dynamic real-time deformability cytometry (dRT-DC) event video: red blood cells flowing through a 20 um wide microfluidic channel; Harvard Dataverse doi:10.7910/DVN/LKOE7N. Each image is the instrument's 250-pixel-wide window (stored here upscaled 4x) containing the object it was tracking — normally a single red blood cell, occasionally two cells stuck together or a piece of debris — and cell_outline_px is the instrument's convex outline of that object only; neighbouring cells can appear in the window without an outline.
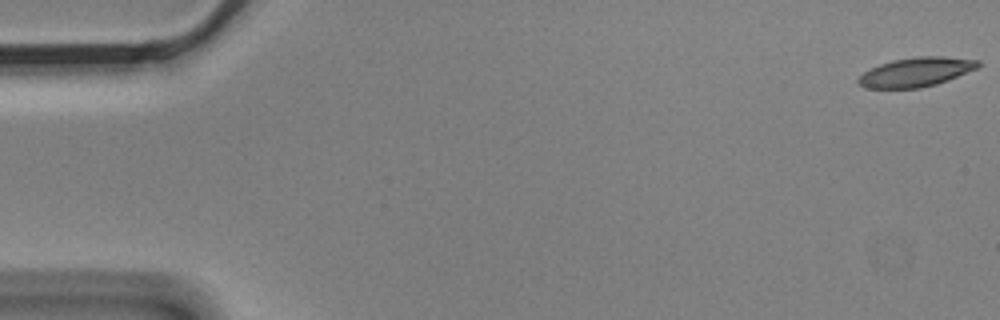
{"species": "Egyptian fruit bat (a non-hibernating species)", "species_latin": "Rousettus aegyptiacus", "temperature_condition": "cold", "stored_images_in_passage": 11, "camera_frame_rate_fps": 3000, "um_per_image_px": 0.085, "animal": {"sex": "male"}, "frame": {"image": 1, "passage_image": 1, "time_ms": 0.0, "image_size_px": [1000, 320], "cell_outline_px": [[980, 64], [976, 68], [948, 80], [936, 84], [920, 88], [864, 88], [856, 84], [856, 80], [864, 72], [880, 64], [892, 60], [916, 56], [944, 56], [980, 60]], "centroid_in_image_um": [77.83, 6.12], "position_along_channel_um": 7.2, "area_um2": 20.4}}
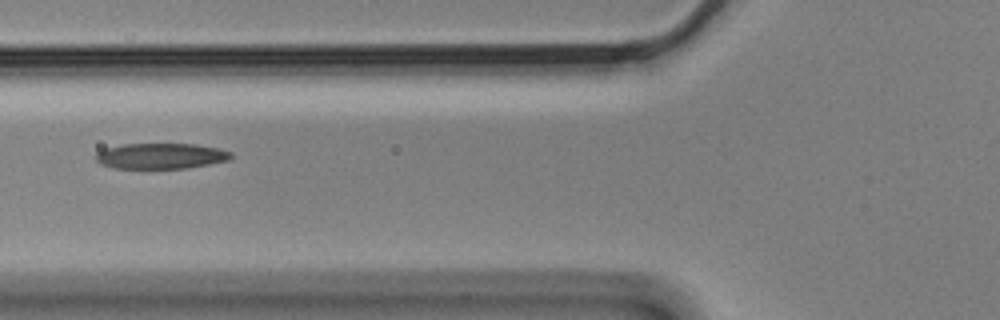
{"frame": {"image": 2, "passage_image": 6, "time_ms": 1.667, "image_size_px": [1000, 320], "cell_outline_px": [[232, 156], [228, 160], [188, 168], [112, 168], [100, 164], [96, 160], [96, 156], [104, 148], [124, 144], [196, 144], [220, 148], [232, 152]], "centroid_in_image_um": [13.69, 13.25], "position_along_channel_um": 112.1, "area_um2": 20.17}}
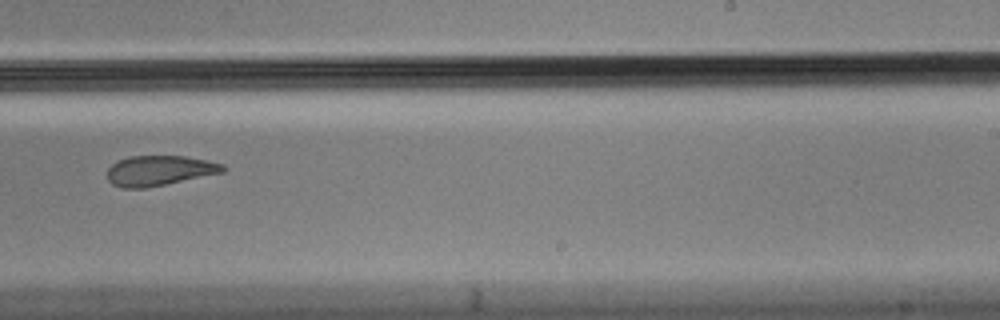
{"frame": {"image": 3, "passage_image": 10, "time_ms": 3.0, "image_size_px": [1000, 320], "cell_outline_px": [[228, 168], [224, 172], [144, 188], [124, 188], [112, 184], [108, 180], [108, 168], [116, 160], [128, 156], [184, 156], [208, 160], [224, 164]], "centroid_in_image_um": [13.55, 14.48], "position_along_channel_um": 275.4, "area_um2": 20.29}}